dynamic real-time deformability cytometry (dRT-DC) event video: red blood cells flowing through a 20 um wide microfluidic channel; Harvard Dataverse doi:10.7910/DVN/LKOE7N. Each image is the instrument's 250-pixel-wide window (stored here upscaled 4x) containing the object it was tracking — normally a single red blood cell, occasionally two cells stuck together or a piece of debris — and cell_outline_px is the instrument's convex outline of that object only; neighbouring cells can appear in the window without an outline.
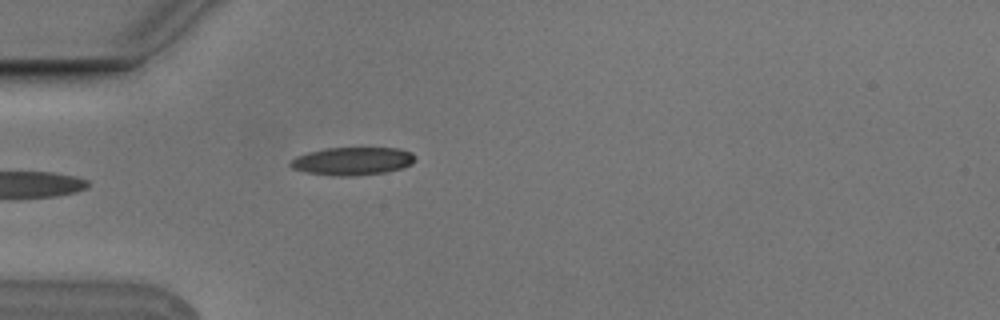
{"species": "Egyptian fruit bat (a non-hibernating species)", "species_latin": "Rousettus aegyptiacus", "temperature_condition": "cold", "stored_images_in_passage": 5, "camera_frame_rate_fps": 3000, "um_per_image_px": 0.085, "animal": {"sex": "male"}, "frame": {"image": 1, "passage_image": 5, "time_ms": 1.333, "image_size_px": [1000, 320], "cell_outline_px": [[416, 160], [412, 164], [404, 168], [384, 172], [352, 176], [336, 176], [304, 172], [292, 168], [288, 164], [296, 156], [308, 152], [324, 148], [400, 148], [412, 152]], "centroid_in_image_um": [29.97, 13.69], "position_along_channel_um": 55.0, "area_um2": 20.46}}